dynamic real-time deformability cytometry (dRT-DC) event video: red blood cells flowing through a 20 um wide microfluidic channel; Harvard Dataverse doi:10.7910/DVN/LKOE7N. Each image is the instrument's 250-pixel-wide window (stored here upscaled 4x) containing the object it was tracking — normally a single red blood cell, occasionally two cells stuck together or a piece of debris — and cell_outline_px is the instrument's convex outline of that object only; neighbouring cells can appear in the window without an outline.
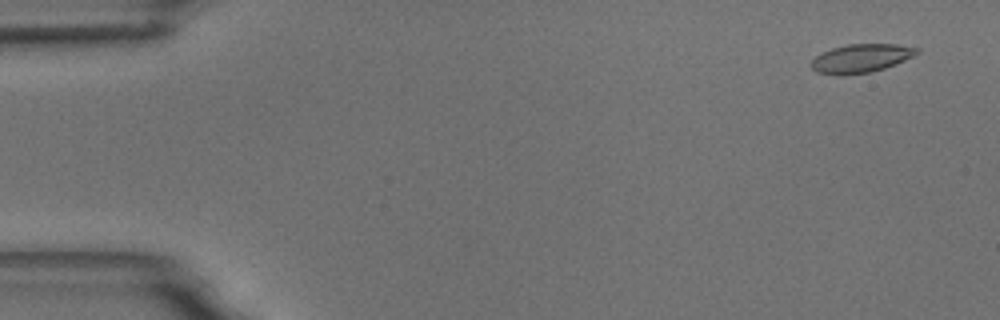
{"species": "common noctule bat (a hibernating species)", "species_latin": "Nyctalus noctula", "temperature_condition": "room temperature", "stored_images_in_passage": 57, "camera_frame_rate_fps": 3000, "um_per_image_px": 0.085, "animal": {"sex": "male", "body_mass_g": 18.8}, "frame": {"image": 1, "passage_image": 3, "time_ms": 0.667, "image_size_px": [1000, 320], "cell_outline_px": [[920, 52], [904, 60], [884, 68], [872, 72], [840, 76], [836, 76], [816, 72], [808, 64], [820, 52], [832, 48], [848, 44], [896, 44], [920, 48]], "centroid_in_image_um": [73.13, 4.97], "position_along_channel_um": 11.9, "area_um2": 17.8}}
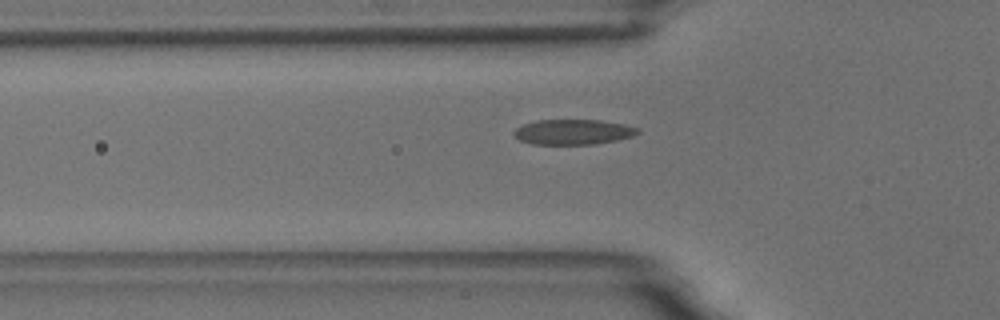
{"frame": {"image": 2, "passage_image": 19, "time_ms": 6.0, "image_size_px": [1000, 320], "cell_outline_px": [[640, 132], [632, 136], [616, 140], [596, 144], [532, 144], [520, 140], [512, 132], [516, 128], [524, 124], [536, 120], [600, 120], [624, 124], [640, 128]], "centroid_in_image_um": [48.73, 11.21], "position_along_channel_um": 77.1, "area_um2": 18.15}}
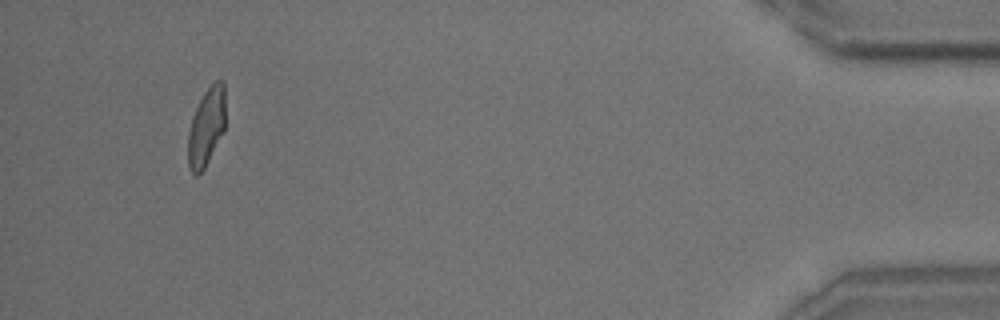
{"frame": {"image": 3, "passage_image": 54, "time_ms": 17.667, "image_size_px": [1000, 320], "cell_outline_px": [[224, 132], [204, 168], [196, 176], [192, 172], [188, 164], [188, 132], [192, 116], [204, 92], [216, 80], [224, 80]], "centroid_in_image_um": [17.54, 10.79], "position_along_channel_um": 417.7, "area_um2": 16.82}, "authors_computed_cell_mechanics": {"area_um2": 17.918, "velocity_mm_per_s": 3.5208, "shape_relaxation_time_tau1_ms": 4.905, "shape_relaxation_time_tau2_ms": 0.8972, "deformation_change_tau1": 0.1582, "deformation_change_tau2": 0.0749}}